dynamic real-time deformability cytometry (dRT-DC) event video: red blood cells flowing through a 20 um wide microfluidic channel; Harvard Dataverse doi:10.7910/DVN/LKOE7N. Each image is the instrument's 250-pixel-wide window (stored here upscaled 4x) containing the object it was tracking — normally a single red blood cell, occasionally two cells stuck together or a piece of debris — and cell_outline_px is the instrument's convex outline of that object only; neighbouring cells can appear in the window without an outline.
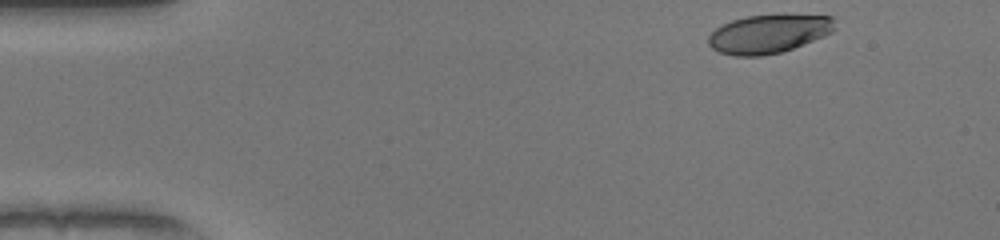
{"species": "human", "species_latin": "Homo sapiens", "temperature_condition": "warm", "stored_images_in_passage": 39, "camera_frame_rate_fps": 3000, "um_per_image_px": 0.085, "donor": {"sex": "female"}, "frame": {"image": 1, "passage_image": 1, "time_ms": 0.0, "image_size_px": [1000, 240], "cell_outline_px": [[836, 28], [832, 32], [824, 36], [792, 48], [780, 52], [760, 56], [736, 56], [720, 52], [712, 48], [708, 44], [708, 36], [716, 28], [732, 20], [748, 16], [832, 16], [836, 20]], "centroid_in_image_um": [65.33, 2.89], "position_along_channel_um": 19.7, "area_um2": 27.92}}
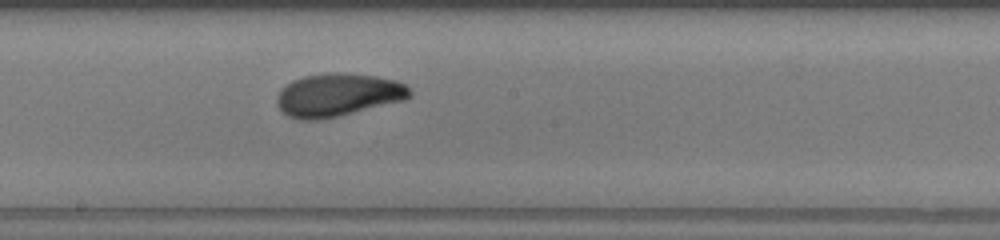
{"frame": {"image": 2, "passage_image": 23, "time_ms": 7.333, "image_size_px": [1000, 240], "cell_outline_px": [[412, 96], [404, 100], [340, 116], [316, 120], [300, 120], [288, 116], [276, 104], [276, 96], [280, 88], [292, 80], [304, 76], [328, 72], [336, 72], [376, 76], [396, 80], [404, 84], [412, 92]], "centroid_in_image_um": [28.7, 8.07], "position_along_channel_um": 219.5, "area_um2": 33.52}}
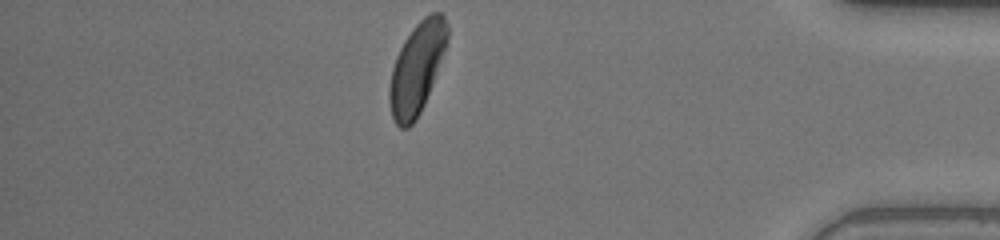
{"frame": {"image": 3, "passage_image": 39, "time_ms": 12.667, "image_size_px": [1000, 240], "cell_outline_px": [[448, 40], [432, 84], [424, 104], [416, 120], [408, 128], [400, 128], [396, 124], [392, 116], [388, 100], [388, 88], [392, 68], [396, 56], [404, 40], [416, 24], [428, 12], [440, 12], [444, 16], [448, 24]], "centroid_in_image_um": [35.42, 5.79], "position_along_channel_um": 399.8, "area_um2": 30.69}, "authors_computed_cell_mechanics": {"area_um2": 31.9634, "velocity_mm_per_s": 4.1111, "shape_relaxation_time_tau1_ms": 3.0261, "shape_relaxation_time_tau2_ms": 1.152, "deformation_change_tau1": 0.1598, "deformation_change_tau2": 0.062}}